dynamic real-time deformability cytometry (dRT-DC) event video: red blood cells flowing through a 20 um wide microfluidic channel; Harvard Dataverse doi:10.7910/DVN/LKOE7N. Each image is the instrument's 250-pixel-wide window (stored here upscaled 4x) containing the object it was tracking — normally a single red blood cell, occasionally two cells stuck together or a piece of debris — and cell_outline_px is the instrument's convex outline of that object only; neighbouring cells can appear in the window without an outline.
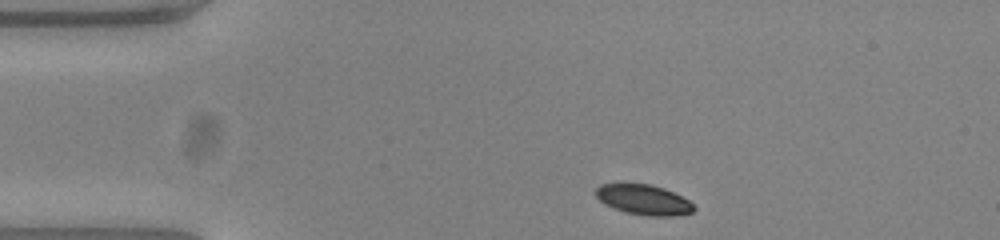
{"species": "common noctule bat (a hibernating species)", "species_latin": "Nyctalus noctula", "temperature_condition": "warm", "stored_images_in_passage": 37, "camera_frame_rate_fps": 3000, "um_per_image_px": 0.085, "animal": {"sex": "female", "body_mass_g": 23.0, "forearm_length_mm": 53.4}, "frame": {"image": 1, "passage_image": 1, "time_ms": 0.0, "image_size_px": [1000, 240], "cell_outline_px": [[696, 208], [692, 212], [672, 216], [648, 216], [624, 212], [612, 208], [604, 204], [596, 196], [596, 188], [600, 184], [648, 184], [664, 188], [688, 200]], "centroid_in_image_um": [54.69, 16.99], "position_along_channel_um": 30.3, "area_um2": 17.11}}
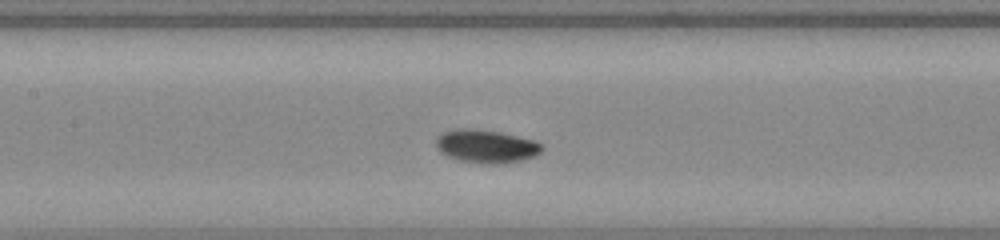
{"frame": {"image": 2, "passage_image": 16, "time_ms": 5.0, "image_size_px": [1000, 240], "cell_outline_px": [[544, 148], [536, 156], [504, 164], [488, 164], [460, 160], [448, 156], [440, 152], [436, 148], [436, 140], [440, 132], [456, 128], [472, 128], [500, 132], [536, 140], [544, 144]], "centroid_in_image_um": [41.34, 12.42], "position_along_channel_um": 166.1, "area_um2": 20.81}}
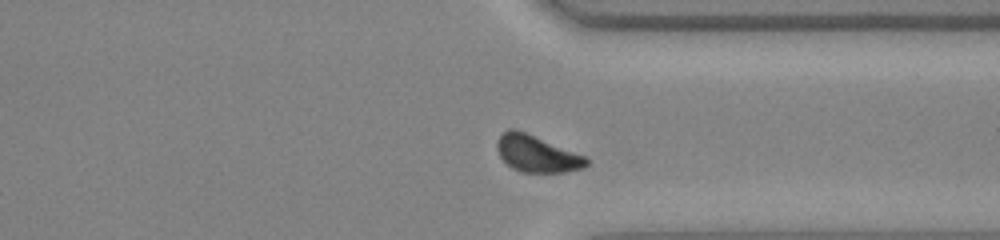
{"frame": {"image": 3, "passage_image": 32, "time_ms": 10.333, "image_size_px": [1000, 240], "cell_outline_px": [[588, 164], [584, 168], [564, 172], [520, 172], [512, 168], [500, 156], [496, 148], [496, 140], [508, 128], [516, 128], [584, 156], [588, 160]], "centroid_in_image_um": [45.59, 13.06], "position_along_channel_um": 365.8, "area_um2": 18.96}, "authors_computed_cell_mechanics": {"area_um2": 19.1896, "velocity_mm_per_s": 3.7579, "shape_relaxation_time_tau1_ms": 2.6634, "shape_relaxation_time_tau2_ms": null, "deformation_change_tau1": 0.1199, "deformation_change_tau2": null}}